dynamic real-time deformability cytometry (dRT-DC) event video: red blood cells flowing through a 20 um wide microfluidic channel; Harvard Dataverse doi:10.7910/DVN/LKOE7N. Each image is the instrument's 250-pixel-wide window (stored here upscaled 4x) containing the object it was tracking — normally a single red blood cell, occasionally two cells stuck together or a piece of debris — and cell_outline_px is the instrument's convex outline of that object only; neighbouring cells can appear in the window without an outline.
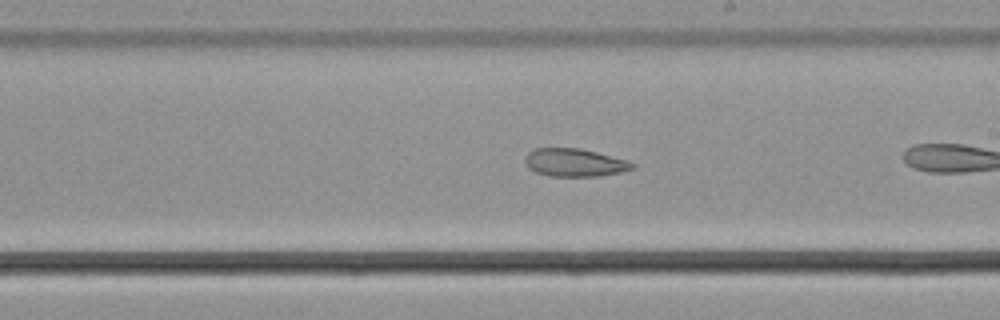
{"species": "common noctule bat (a hibernating species)", "species_latin": "Nyctalus noctula", "temperature_condition": "cold", "stored_images_in_passage": 24, "camera_frame_rate_fps": 3000, "um_per_image_px": 0.085, "animal": {"sex": "male", "body_mass_g": 21.5, "forearm_length_mm": 52.0}, "frame": {"image": 1, "passage_image": 14, "time_ms": 4.333, "image_size_px": [1000, 320], "cell_outline_px": [[636, 168], [620, 172], [600, 176], [548, 176], [536, 172], [528, 168], [524, 164], [524, 160], [528, 152], [536, 148], [580, 148], [628, 160], [636, 164]], "centroid_in_image_um": [48.84, 13.82], "position_along_channel_um": 240.2, "area_um2": 17.63}}
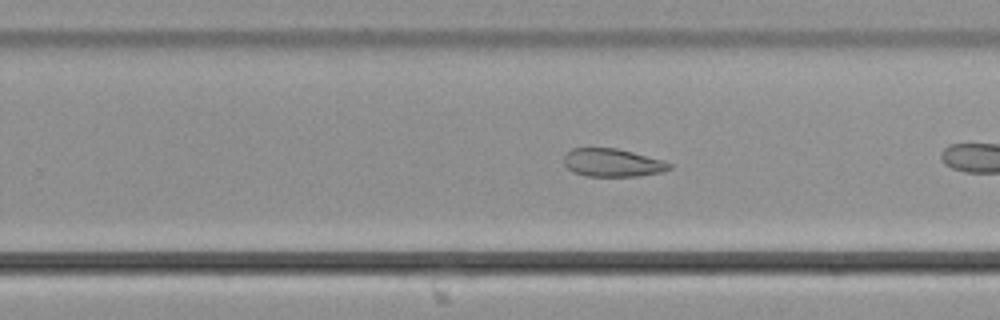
{"frame": {"image": 2, "passage_image": 17, "time_ms": 5.333, "image_size_px": [1000, 320], "cell_outline_px": [[672, 168], [664, 172], [640, 176], [584, 176], [572, 172], [564, 164], [564, 156], [572, 148], [616, 148], [632, 152], [660, 160], [672, 164]], "centroid_in_image_um": [52.05, 13.84], "position_along_channel_um": 277.8, "area_um2": 17.22}}